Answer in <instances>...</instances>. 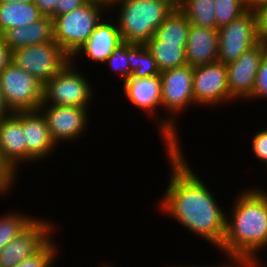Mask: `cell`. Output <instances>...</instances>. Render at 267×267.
Returning a JSON list of instances; mask_svg holds the SVG:
<instances>
[{"label": "cell", "instance_id": "obj_1", "mask_svg": "<svg viewBox=\"0 0 267 267\" xmlns=\"http://www.w3.org/2000/svg\"><path fill=\"white\" fill-rule=\"evenodd\" d=\"M165 150L171 177L162 201L158 202L159 208L182 227L219 249L226 234L227 213L207 184L190 168L183 149Z\"/></svg>", "mask_w": 267, "mask_h": 267}, {"label": "cell", "instance_id": "obj_2", "mask_svg": "<svg viewBox=\"0 0 267 267\" xmlns=\"http://www.w3.org/2000/svg\"><path fill=\"white\" fill-rule=\"evenodd\" d=\"M254 188L241 191L232 203L224 241L218 249L241 267H265L259 252L267 248V191Z\"/></svg>", "mask_w": 267, "mask_h": 267}, {"label": "cell", "instance_id": "obj_3", "mask_svg": "<svg viewBox=\"0 0 267 267\" xmlns=\"http://www.w3.org/2000/svg\"><path fill=\"white\" fill-rule=\"evenodd\" d=\"M114 7L119 9L116 20L122 40L134 44L148 42L174 10L163 0H116L109 6Z\"/></svg>", "mask_w": 267, "mask_h": 267}, {"label": "cell", "instance_id": "obj_4", "mask_svg": "<svg viewBox=\"0 0 267 267\" xmlns=\"http://www.w3.org/2000/svg\"><path fill=\"white\" fill-rule=\"evenodd\" d=\"M193 72L194 67L183 65L160 73L161 107L167 111L165 149L181 148L176 117L187 110L190 104L196 105L193 95Z\"/></svg>", "mask_w": 267, "mask_h": 267}, {"label": "cell", "instance_id": "obj_5", "mask_svg": "<svg viewBox=\"0 0 267 267\" xmlns=\"http://www.w3.org/2000/svg\"><path fill=\"white\" fill-rule=\"evenodd\" d=\"M109 6L88 0L81 7L53 18L54 41L72 57L88 40ZM103 17V18H102Z\"/></svg>", "mask_w": 267, "mask_h": 267}, {"label": "cell", "instance_id": "obj_6", "mask_svg": "<svg viewBox=\"0 0 267 267\" xmlns=\"http://www.w3.org/2000/svg\"><path fill=\"white\" fill-rule=\"evenodd\" d=\"M75 64L70 61L44 85L41 105L89 108L93 98L92 85Z\"/></svg>", "mask_w": 267, "mask_h": 267}, {"label": "cell", "instance_id": "obj_7", "mask_svg": "<svg viewBox=\"0 0 267 267\" xmlns=\"http://www.w3.org/2000/svg\"><path fill=\"white\" fill-rule=\"evenodd\" d=\"M44 85L27 71L11 62L0 73V91L12 113L39 110Z\"/></svg>", "mask_w": 267, "mask_h": 267}, {"label": "cell", "instance_id": "obj_8", "mask_svg": "<svg viewBox=\"0 0 267 267\" xmlns=\"http://www.w3.org/2000/svg\"><path fill=\"white\" fill-rule=\"evenodd\" d=\"M71 57L55 42L21 47L12 52V62L45 85Z\"/></svg>", "mask_w": 267, "mask_h": 267}, {"label": "cell", "instance_id": "obj_9", "mask_svg": "<svg viewBox=\"0 0 267 267\" xmlns=\"http://www.w3.org/2000/svg\"><path fill=\"white\" fill-rule=\"evenodd\" d=\"M260 43L255 14L247 10L239 18L218 29V62L229 64Z\"/></svg>", "mask_w": 267, "mask_h": 267}, {"label": "cell", "instance_id": "obj_10", "mask_svg": "<svg viewBox=\"0 0 267 267\" xmlns=\"http://www.w3.org/2000/svg\"><path fill=\"white\" fill-rule=\"evenodd\" d=\"M193 95L199 107L235 101L228 89L227 65L217 61L194 67Z\"/></svg>", "mask_w": 267, "mask_h": 267}, {"label": "cell", "instance_id": "obj_11", "mask_svg": "<svg viewBox=\"0 0 267 267\" xmlns=\"http://www.w3.org/2000/svg\"><path fill=\"white\" fill-rule=\"evenodd\" d=\"M44 219V220H43ZM36 218L24 231L0 250V267H15L35 254L51 237L52 221Z\"/></svg>", "mask_w": 267, "mask_h": 267}, {"label": "cell", "instance_id": "obj_12", "mask_svg": "<svg viewBox=\"0 0 267 267\" xmlns=\"http://www.w3.org/2000/svg\"><path fill=\"white\" fill-rule=\"evenodd\" d=\"M89 108L74 106L41 105L39 110L46 119L53 141L58 145L61 141H74L88 129Z\"/></svg>", "mask_w": 267, "mask_h": 267}, {"label": "cell", "instance_id": "obj_13", "mask_svg": "<svg viewBox=\"0 0 267 267\" xmlns=\"http://www.w3.org/2000/svg\"><path fill=\"white\" fill-rule=\"evenodd\" d=\"M266 51L267 45L260 42L227 64L228 89L235 101H246L252 94L260 62Z\"/></svg>", "mask_w": 267, "mask_h": 267}, {"label": "cell", "instance_id": "obj_14", "mask_svg": "<svg viewBox=\"0 0 267 267\" xmlns=\"http://www.w3.org/2000/svg\"><path fill=\"white\" fill-rule=\"evenodd\" d=\"M123 93H125L128 102L137 107L143 112L149 114L150 118L156 116L154 121H159L157 128L160 131V137L164 140L163 144L166 146V118L160 119L157 110L161 108V80L160 75L146 78H128L123 83ZM154 115V116H153ZM158 119V120H156Z\"/></svg>", "mask_w": 267, "mask_h": 267}, {"label": "cell", "instance_id": "obj_15", "mask_svg": "<svg viewBox=\"0 0 267 267\" xmlns=\"http://www.w3.org/2000/svg\"><path fill=\"white\" fill-rule=\"evenodd\" d=\"M21 122L27 146V162L45 160L57 146L53 141L47 122L40 110L13 113Z\"/></svg>", "mask_w": 267, "mask_h": 267}, {"label": "cell", "instance_id": "obj_16", "mask_svg": "<svg viewBox=\"0 0 267 267\" xmlns=\"http://www.w3.org/2000/svg\"><path fill=\"white\" fill-rule=\"evenodd\" d=\"M0 154L5 165L18 176V166L27 162L22 122L12 113L0 120Z\"/></svg>", "mask_w": 267, "mask_h": 267}, {"label": "cell", "instance_id": "obj_17", "mask_svg": "<svg viewBox=\"0 0 267 267\" xmlns=\"http://www.w3.org/2000/svg\"><path fill=\"white\" fill-rule=\"evenodd\" d=\"M106 19L98 23L88 40L71 57V61H75L76 56L83 53V56L92 61L103 64L111 56L113 49L123 42L117 21L111 22Z\"/></svg>", "mask_w": 267, "mask_h": 267}, {"label": "cell", "instance_id": "obj_18", "mask_svg": "<svg viewBox=\"0 0 267 267\" xmlns=\"http://www.w3.org/2000/svg\"><path fill=\"white\" fill-rule=\"evenodd\" d=\"M186 65L197 67L218 61V30L190 25Z\"/></svg>", "mask_w": 267, "mask_h": 267}, {"label": "cell", "instance_id": "obj_19", "mask_svg": "<svg viewBox=\"0 0 267 267\" xmlns=\"http://www.w3.org/2000/svg\"><path fill=\"white\" fill-rule=\"evenodd\" d=\"M1 40L12 52L21 47L53 42V19L42 16L27 26L11 28L1 35Z\"/></svg>", "mask_w": 267, "mask_h": 267}, {"label": "cell", "instance_id": "obj_20", "mask_svg": "<svg viewBox=\"0 0 267 267\" xmlns=\"http://www.w3.org/2000/svg\"><path fill=\"white\" fill-rule=\"evenodd\" d=\"M42 17L32 2L0 3V34L18 26H27Z\"/></svg>", "mask_w": 267, "mask_h": 267}, {"label": "cell", "instance_id": "obj_21", "mask_svg": "<svg viewBox=\"0 0 267 267\" xmlns=\"http://www.w3.org/2000/svg\"><path fill=\"white\" fill-rule=\"evenodd\" d=\"M144 45L156 60L160 72L186 65V46L164 43L156 35Z\"/></svg>", "mask_w": 267, "mask_h": 267}, {"label": "cell", "instance_id": "obj_22", "mask_svg": "<svg viewBox=\"0 0 267 267\" xmlns=\"http://www.w3.org/2000/svg\"><path fill=\"white\" fill-rule=\"evenodd\" d=\"M190 25L188 18L179 9H174L156 29L155 35L164 43L186 46Z\"/></svg>", "mask_w": 267, "mask_h": 267}, {"label": "cell", "instance_id": "obj_23", "mask_svg": "<svg viewBox=\"0 0 267 267\" xmlns=\"http://www.w3.org/2000/svg\"><path fill=\"white\" fill-rule=\"evenodd\" d=\"M128 61L130 77L146 78L160 75L156 60L144 44L130 43L128 45Z\"/></svg>", "mask_w": 267, "mask_h": 267}, {"label": "cell", "instance_id": "obj_24", "mask_svg": "<svg viewBox=\"0 0 267 267\" xmlns=\"http://www.w3.org/2000/svg\"><path fill=\"white\" fill-rule=\"evenodd\" d=\"M214 3L215 0H185L179 10L188 18L190 24L216 29Z\"/></svg>", "mask_w": 267, "mask_h": 267}, {"label": "cell", "instance_id": "obj_25", "mask_svg": "<svg viewBox=\"0 0 267 267\" xmlns=\"http://www.w3.org/2000/svg\"><path fill=\"white\" fill-rule=\"evenodd\" d=\"M33 216H25L22 212H7L0 216V250L3 249L10 241L16 238L24 231L34 220Z\"/></svg>", "mask_w": 267, "mask_h": 267}, {"label": "cell", "instance_id": "obj_26", "mask_svg": "<svg viewBox=\"0 0 267 267\" xmlns=\"http://www.w3.org/2000/svg\"><path fill=\"white\" fill-rule=\"evenodd\" d=\"M214 5L217 30L247 11L244 0H215Z\"/></svg>", "mask_w": 267, "mask_h": 267}, {"label": "cell", "instance_id": "obj_27", "mask_svg": "<svg viewBox=\"0 0 267 267\" xmlns=\"http://www.w3.org/2000/svg\"><path fill=\"white\" fill-rule=\"evenodd\" d=\"M53 236L32 256L27 257L15 267H52L57 260L58 247Z\"/></svg>", "mask_w": 267, "mask_h": 267}, {"label": "cell", "instance_id": "obj_28", "mask_svg": "<svg viewBox=\"0 0 267 267\" xmlns=\"http://www.w3.org/2000/svg\"><path fill=\"white\" fill-rule=\"evenodd\" d=\"M129 42L123 41L120 45L113 49L110 57L107 58L105 64L109 66L120 77L123 83L130 78V67L128 61V45Z\"/></svg>", "mask_w": 267, "mask_h": 267}, {"label": "cell", "instance_id": "obj_29", "mask_svg": "<svg viewBox=\"0 0 267 267\" xmlns=\"http://www.w3.org/2000/svg\"><path fill=\"white\" fill-rule=\"evenodd\" d=\"M263 98H267V51L260 62L252 94L246 100H263Z\"/></svg>", "mask_w": 267, "mask_h": 267}, {"label": "cell", "instance_id": "obj_30", "mask_svg": "<svg viewBox=\"0 0 267 267\" xmlns=\"http://www.w3.org/2000/svg\"><path fill=\"white\" fill-rule=\"evenodd\" d=\"M252 136V153L255 158L267 166V128L256 132Z\"/></svg>", "mask_w": 267, "mask_h": 267}, {"label": "cell", "instance_id": "obj_31", "mask_svg": "<svg viewBox=\"0 0 267 267\" xmlns=\"http://www.w3.org/2000/svg\"><path fill=\"white\" fill-rule=\"evenodd\" d=\"M16 175L5 165L0 154V196L9 193L10 188L14 186ZM6 192V193H5Z\"/></svg>", "mask_w": 267, "mask_h": 267}, {"label": "cell", "instance_id": "obj_32", "mask_svg": "<svg viewBox=\"0 0 267 267\" xmlns=\"http://www.w3.org/2000/svg\"><path fill=\"white\" fill-rule=\"evenodd\" d=\"M254 14L259 40L267 45V5L254 11Z\"/></svg>", "mask_w": 267, "mask_h": 267}, {"label": "cell", "instance_id": "obj_33", "mask_svg": "<svg viewBox=\"0 0 267 267\" xmlns=\"http://www.w3.org/2000/svg\"><path fill=\"white\" fill-rule=\"evenodd\" d=\"M88 0H58L55 9V16L67 14L82 5Z\"/></svg>", "mask_w": 267, "mask_h": 267}, {"label": "cell", "instance_id": "obj_34", "mask_svg": "<svg viewBox=\"0 0 267 267\" xmlns=\"http://www.w3.org/2000/svg\"><path fill=\"white\" fill-rule=\"evenodd\" d=\"M58 0H33L42 16L54 18Z\"/></svg>", "mask_w": 267, "mask_h": 267}, {"label": "cell", "instance_id": "obj_35", "mask_svg": "<svg viewBox=\"0 0 267 267\" xmlns=\"http://www.w3.org/2000/svg\"><path fill=\"white\" fill-rule=\"evenodd\" d=\"M12 62V51L1 40L0 41V73Z\"/></svg>", "mask_w": 267, "mask_h": 267}, {"label": "cell", "instance_id": "obj_36", "mask_svg": "<svg viewBox=\"0 0 267 267\" xmlns=\"http://www.w3.org/2000/svg\"><path fill=\"white\" fill-rule=\"evenodd\" d=\"M244 3L247 10L254 12L267 5V0H244Z\"/></svg>", "mask_w": 267, "mask_h": 267}, {"label": "cell", "instance_id": "obj_37", "mask_svg": "<svg viewBox=\"0 0 267 267\" xmlns=\"http://www.w3.org/2000/svg\"><path fill=\"white\" fill-rule=\"evenodd\" d=\"M11 114H12V112L10 111L8 106L6 105L3 94L0 91V120L2 118L8 117Z\"/></svg>", "mask_w": 267, "mask_h": 267}, {"label": "cell", "instance_id": "obj_38", "mask_svg": "<svg viewBox=\"0 0 267 267\" xmlns=\"http://www.w3.org/2000/svg\"><path fill=\"white\" fill-rule=\"evenodd\" d=\"M231 262V263H230ZM174 267H176V266H174ZM178 267H183L182 265L181 266H178ZM184 267H241L235 260H233V259H231V258H229L228 259V262H227V264H226V262L224 263V264H220V265H218V266H184Z\"/></svg>", "mask_w": 267, "mask_h": 267}, {"label": "cell", "instance_id": "obj_39", "mask_svg": "<svg viewBox=\"0 0 267 267\" xmlns=\"http://www.w3.org/2000/svg\"><path fill=\"white\" fill-rule=\"evenodd\" d=\"M166 1L174 9H179L185 0H163Z\"/></svg>", "mask_w": 267, "mask_h": 267}, {"label": "cell", "instance_id": "obj_40", "mask_svg": "<svg viewBox=\"0 0 267 267\" xmlns=\"http://www.w3.org/2000/svg\"><path fill=\"white\" fill-rule=\"evenodd\" d=\"M32 1L33 0H0V3H14V2L27 3Z\"/></svg>", "mask_w": 267, "mask_h": 267}, {"label": "cell", "instance_id": "obj_41", "mask_svg": "<svg viewBox=\"0 0 267 267\" xmlns=\"http://www.w3.org/2000/svg\"><path fill=\"white\" fill-rule=\"evenodd\" d=\"M116 0H107V5L110 6L113 2H115Z\"/></svg>", "mask_w": 267, "mask_h": 267}, {"label": "cell", "instance_id": "obj_42", "mask_svg": "<svg viewBox=\"0 0 267 267\" xmlns=\"http://www.w3.org/2000/svg\"><path fill=\"white\" fill-rule=\"evenodd\" d=\"M100 267H101V266H100ZM102 267H113V266H111L110 264L107 263V265H106V264H105V265L102 264ZM114 267H115V266H114Z\"/></svg>", "mask_w": 267, "mask_h": 267}, {"label": "cell", "instance_id": "obj_43", "mask_svg": "<svg viewBox=\"0 0 267 267\" xmlns=\"http://www.w3.org/2000/svg\"><path fill=\"white\" fill-rule=\"evenodd\" d=\"M97 1H102V2H104L105 4H107V0H97Z\"/></svg>", "mask_w": 267, "mask_h": 267}]
</instances>
